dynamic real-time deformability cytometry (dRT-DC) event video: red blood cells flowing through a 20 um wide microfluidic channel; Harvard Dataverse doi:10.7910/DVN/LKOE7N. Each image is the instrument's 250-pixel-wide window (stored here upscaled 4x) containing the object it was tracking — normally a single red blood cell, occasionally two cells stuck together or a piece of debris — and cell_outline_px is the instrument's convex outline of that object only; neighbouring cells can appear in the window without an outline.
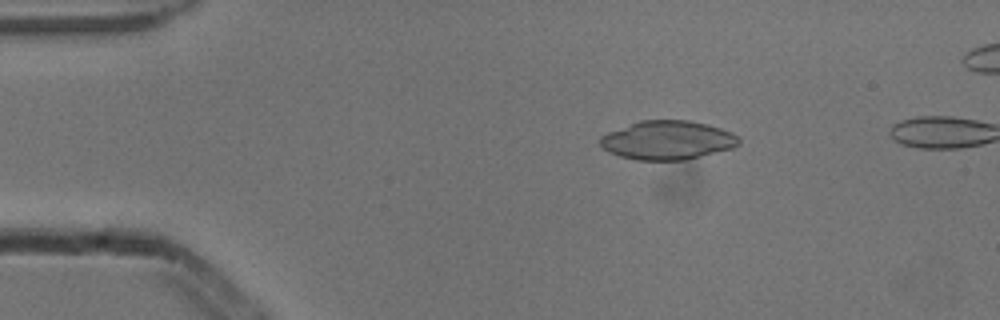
{"species": "common noctule bat (a hibernating species)", "species_latin": "Nyctalus noctula", "temperature_condition": "cold", "stored_images_in_passage": 4, "camera_frame_rate_fps": 3000, "um_per_image_px": 0.085, "animal": {"sex": "male", "body_mass_g": 13.3}, "frame": {"image": 1, "passage_image": 3, "time_ms": 0.667, "image_size_px": [1000, 320], "cell_outline_px": [[740, 144], [732, 148], [684, 160], [636, 160], [620, 156], [608, 152], [600, 144], [600, 136], [608, 132], [640, 120], [688, 120], [708, 124], [732, 132], [740, 136]], "centroid_in_image_um": [56.75, 11.91], "position_along_channel_um": 28.2, "area_um2": 31.44}}